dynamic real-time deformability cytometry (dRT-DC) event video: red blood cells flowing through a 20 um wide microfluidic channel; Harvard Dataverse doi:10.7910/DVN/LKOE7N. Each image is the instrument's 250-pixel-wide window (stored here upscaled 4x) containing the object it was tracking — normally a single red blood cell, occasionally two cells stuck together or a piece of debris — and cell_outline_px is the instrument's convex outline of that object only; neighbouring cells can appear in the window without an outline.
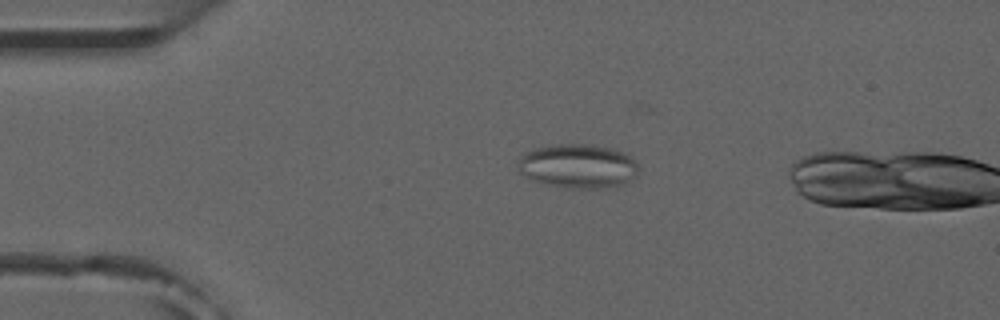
{"species": "common noctule bat (a hibernating species)", "species_latin": "Nyctalus noctula", "temperature_condition": "room temperature", "stored_images_in_passage": 3, "camera_frame_rate_fps": 3000, "um_per_image_px": 0.085, "animal": {"sex": "male", "forearm_length_mm": 52.5}, "frame": {"image": 1, "passage_image": 2, "time_ms": 1.333, "image_size_px": [1000, 320], "cell_outline_px": [[636, 176], [624, 184], [616, 188], [564, 188], [544, 184], [532, 180], [520, 172], [520, 156], [524, 152], [548, 144], [588, 144], [608, 148], [624, 152], [636, 164]], "centroid_in_image_um": [49.11, 14.13], "position_along_channel_um": 35.9, "area_um2": 31.04}}